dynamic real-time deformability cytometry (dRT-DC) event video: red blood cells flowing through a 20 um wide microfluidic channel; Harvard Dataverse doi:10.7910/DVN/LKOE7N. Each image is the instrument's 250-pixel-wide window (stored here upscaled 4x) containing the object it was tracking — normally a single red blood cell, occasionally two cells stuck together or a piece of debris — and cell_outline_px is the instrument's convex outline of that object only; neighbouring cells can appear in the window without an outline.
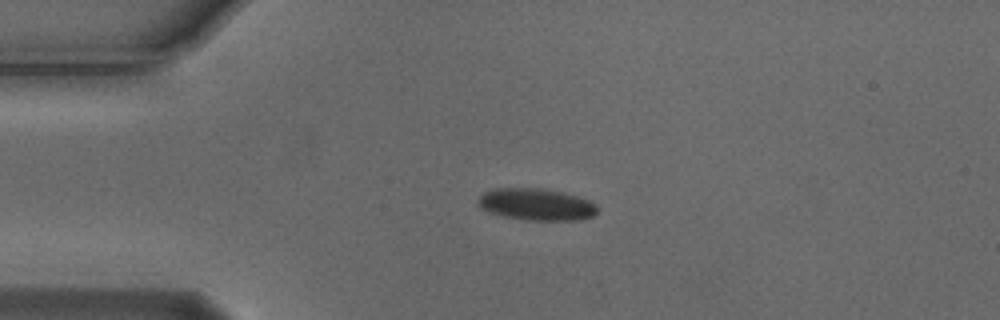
{"species": "Egyptian fruit bat (a non-hibernating species)", "species_latin": "Rousettus aegyptiacus", "temperature_condition": "cold", "stored_images_in_passage": 4, "segment_of_instrument_passage": [1, 2], "camera_frame_rate_fps": 3000, "um_per_image_px": 0.085, "animal": {"sex": "male"}, "frame": {"image": 1, "passage_image": 2, "time_ms": 0.333, "image_size_px": [1000, 320], "cell_outline_px": [[596, 212], [592, 216], [580, 220], [524, 220], [500, 216], [488, 212], [480, 208], [476, 200], [484, 192], [496, 188], [540, 188], [560, 192], [576, 196], [588, 200], [596, 204]], "centroid_in_image_um": [45.53, 17.38], "position_along_channel_um": 39.5, "area_um2": 22.2}}